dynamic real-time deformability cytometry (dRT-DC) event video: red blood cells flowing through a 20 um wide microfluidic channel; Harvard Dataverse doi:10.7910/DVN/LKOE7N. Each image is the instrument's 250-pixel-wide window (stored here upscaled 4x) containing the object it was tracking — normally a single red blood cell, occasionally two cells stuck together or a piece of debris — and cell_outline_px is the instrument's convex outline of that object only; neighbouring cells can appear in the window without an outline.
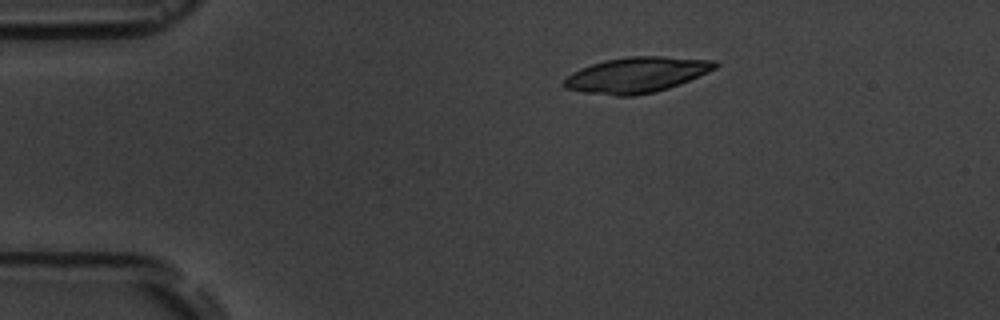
{"species": "common noctule bat (a hibernating species)", "species_latin": "Nyctalus noctula", "temperature_condition": "room temperature", "stored_images_in_passage": 9, "camera_frame_rate_fps": 3000, "um_per_image_px": 0.085, "animal": {"sex": "male", "body_mass_g": 19.5, "forearm_length_mm": 54.6}, "frame": {"image": 1, "passage_image": 1, "time_ms": 0.0, "image_size_px": [1000, 320], "cell_outline_px": [[720, 64], [716, 68], [708, 72], [668, 88], [656, 92], [632, 96], [616, 96], [584, 92], [564, 88], [564, 80], [572, 72], [580, 68], [604, 60], [628, 56], [664, 56], [716, 60]], "centroid_in_image_um": [54.12, 6.35], "position_along_channel_um": 30.9, "area_um2": 31.27}}